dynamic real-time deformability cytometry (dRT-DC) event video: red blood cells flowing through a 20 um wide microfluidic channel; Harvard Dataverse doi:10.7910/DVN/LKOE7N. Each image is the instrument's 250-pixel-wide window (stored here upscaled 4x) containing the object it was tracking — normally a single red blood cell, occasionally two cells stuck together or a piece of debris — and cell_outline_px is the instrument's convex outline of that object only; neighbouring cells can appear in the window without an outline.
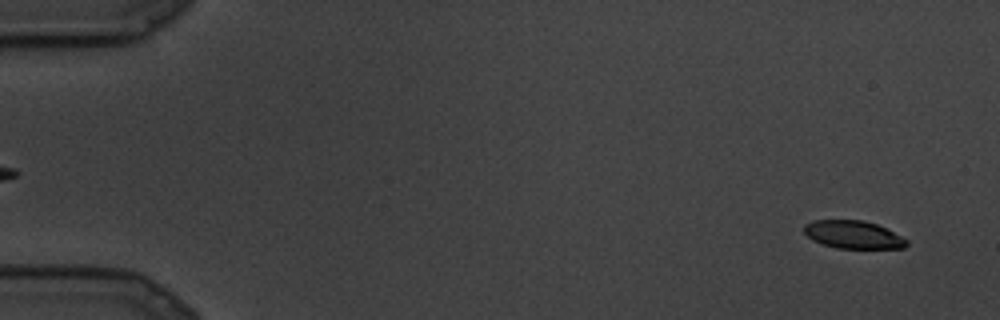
{"species": "common noctule bat (a hibernating species)", "species_latin": "Nyctalus noctula", "temperature_condition": "cold", "stored_images_in_passage": 94, "segment_of_instrument_passage": [1, 2], "camera_frame_rate_fps": 3000, "um_per_image_px": 0.085, "animal": {"sex": "male", "body_mass_g": 19.5, "forearm_length_mm": 54.6}, "frame": {"image": 1, "passage_image": 5, "time_ms": 1.333, "image_size_px": [1000, 320], "cell_outline_px": [[908, 244], [904, 248], [836, 248], [812, 240], [804, 232], [804, 224], [812, 220], [864, 220], [876, 224], [908, 240]], "centroid_in_image_um": [72.5, 19.94], "position_along_channel_um": 12.5, "area_um2": 16.53}}
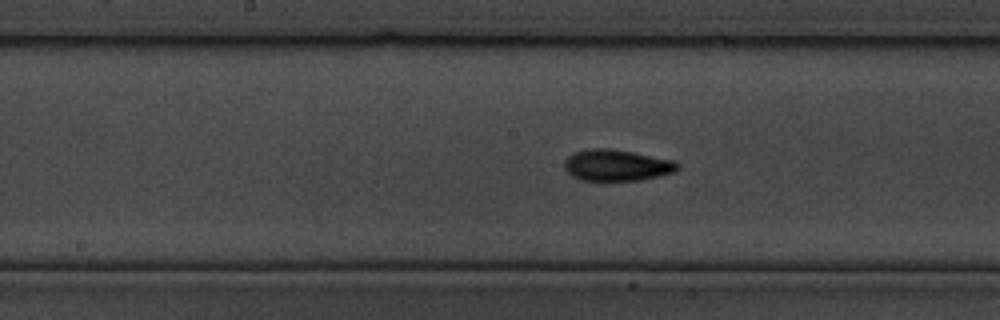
{"frame": {"image": 2, "passage_image": 48, "time_ms": 15.667, "image_size_px": [1000, 320], "cell_outline_px": [[680, 168], [676, 172], [660, 176], [640, 180], [604, 184], [580, 180], [572, 176], [564, 168], [564, 160], [572, 152], [588, 148], [612, 148], [676, 160], [680, 164]], "centroid_in_image_um": [52.42, 14.08], "position_along_channel_um": 195.8, "area_um2": 21.96}}
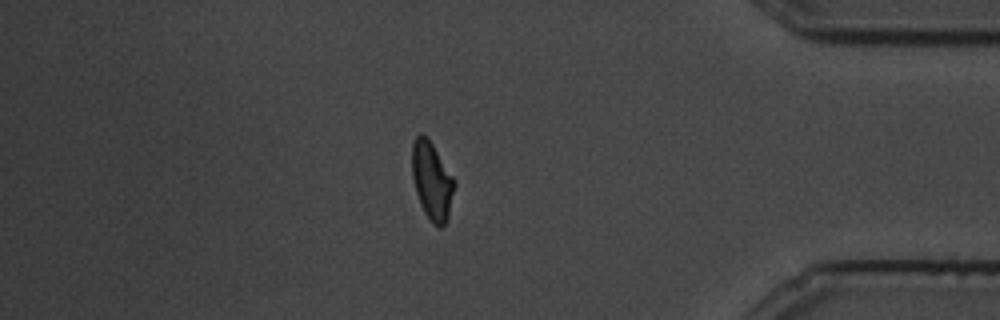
{"frame": {"image": 3, "passage_image": 80, "time_ms": 26.333, "image_size_px": [1000, 320], "cell_outline_px": [[456, 184], [448, 216], [444, 224], [440, 228], [432, 224], [428, 220], [420, 204], [416, 192], [412, 176], [412, 144], [416, 136], [420, 132], [428, 136], [456, 180]], "centroid_in_image_um": [36.72, 15.34], "position_along_channel_um": 398.5, "area_um2": 19.59}}